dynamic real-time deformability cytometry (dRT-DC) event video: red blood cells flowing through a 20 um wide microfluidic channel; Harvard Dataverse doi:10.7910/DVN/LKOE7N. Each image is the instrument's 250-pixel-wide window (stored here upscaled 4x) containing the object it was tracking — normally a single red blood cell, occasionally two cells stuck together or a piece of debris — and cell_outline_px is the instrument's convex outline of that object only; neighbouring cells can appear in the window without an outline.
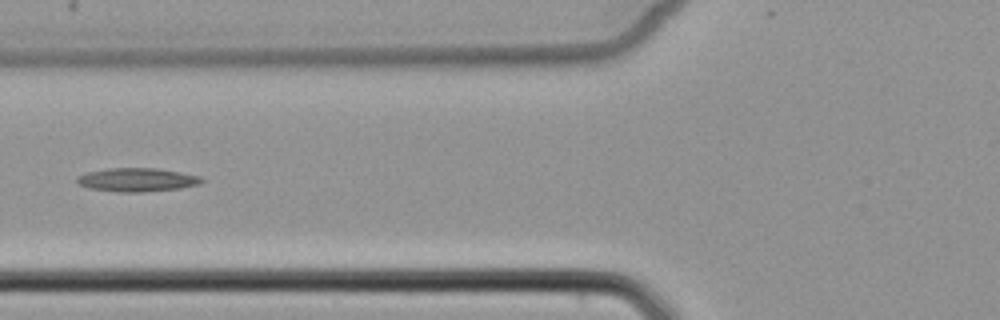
{"species": "common noctule bat (a hibernating species)", "species_latin": "Nyctalus noctula", "temperature_condition": "cold", "stored_images_in_passage": 8, "camera_frame_rate_fps": 3000, "um_per_image_px": 0.085, "animal": {"sex": "female", "body_mass_g": 22.7, "forearm_length_mm": 54.2}, "frame": {"image": 1, "passage_image": 6, "time_ms": 7.0, "image_size_px": [1000, 320], "cell_outline_px": [[204, 180], [200, 184], [180, 188], [140, 192], [116, 192], [88, 188], [80, 184], [76, 180], [76, 176], [88, 172], [108, 168], [156, 168], [180, 172], [200, 176]], "centroid_in_image_um": [11.64, 15.28], "position_along_channel_um": 114.2, "area_um2": 17.11}}
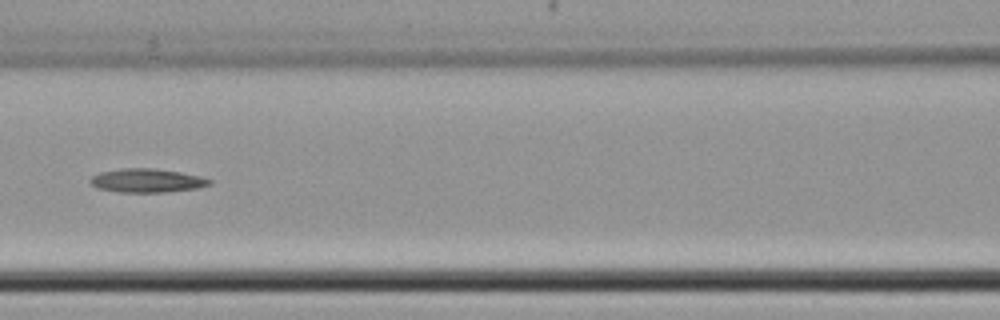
{"frame": {"image": 2, "passage_image": 7, "time_ms": 8.0, "image_size_px": [1000, 320], "cell_outline_px": [[212, 184], [196, 188], [168, 192], [120, 192], [96, 188], [88, 180], [92, 176], [100, 172], [120, 168], [152, 168], [180, 172], [200, 176], [212, 180]], "centroid_in_image_um": [12.47, 15.34], "position_along_channel_um": 154.1, "area_um2": 16.53}}
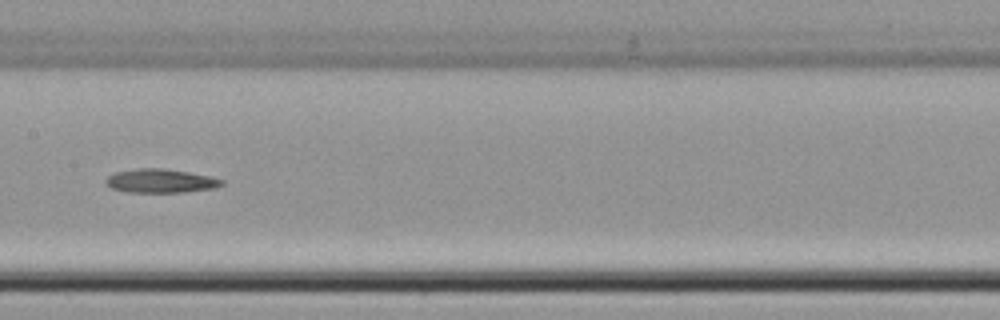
{"frame": {"image": 3, "passage_image": 8, "time_ms": 9.0, "image_size_px": [1000, 320], "cell_outline_px": [[224, 184], [216, 188], [184, 192], [128, 192], [112, 188], [104, 180], [108, 176], [116, 172], [140, 168], [164, 168], [212, 176], [224, 180]], "centroid_in_image_um": [13.71, 15.37], "position_along_channel_um": 193.7, "area_um2": 16.07}}